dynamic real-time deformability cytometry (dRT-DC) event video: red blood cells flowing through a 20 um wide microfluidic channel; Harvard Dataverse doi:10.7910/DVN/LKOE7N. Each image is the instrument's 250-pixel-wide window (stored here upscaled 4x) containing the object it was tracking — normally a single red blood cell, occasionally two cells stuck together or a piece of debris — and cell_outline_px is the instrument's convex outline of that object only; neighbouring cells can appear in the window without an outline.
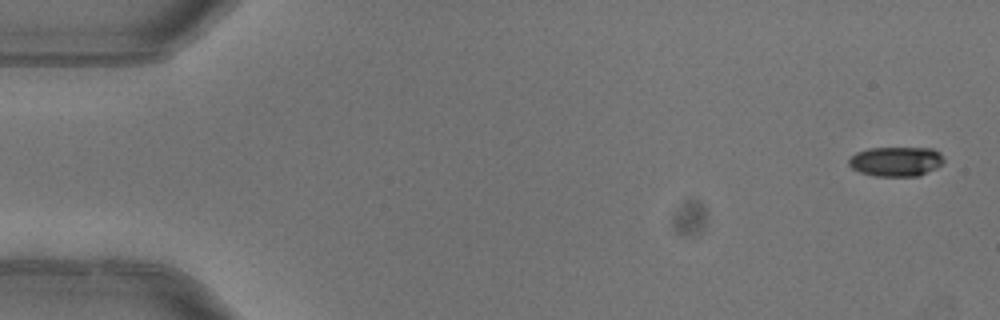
{"species": "common noctule bat (a hibernating species)", "species_latin": "Nyctalus noctula", "temperature_condition": "warm", "stored_images_in_passage": 6, "camera_frame_rate_fps": 3000, "um_per_image_px": 0.085, "animal": {"sex": "female"}, "frame": {"image": 1, "passage_image": 1, "time_ms": 0.0, "image_size_px": [1000, 320], "cell_outline_px": [[944, 160], [936, 168], [920, 176], [876, 176], [860, 172], [852, 168], [848, 164], [848, 160], [856, 152], [868, 148], [932, 148], [940, 152]], "centroid_in_image_um": [76.15, 13.72], "position_along_channel_um": 8.8, "area_um2": 16.42}}
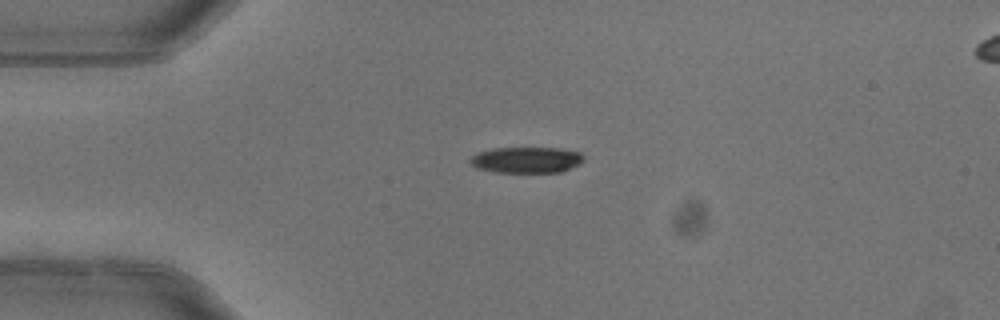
{"frame": {"image": 2, "passage_image": 4, "time_ms": 1.0, "image_size_px": [1000, 320], "cell_outline_px": [[584, 160], [580, 164], [560, 172], [496, 172], [476, 168], [468, 160], [472, 156], [480, 152], [492, 148], [560, 148], [580, 152], [584, 156]], "centroid_in_image_um": [44.77, 13.59], "position_along_channel_um": 40.2, "area_um2": 17.22}}